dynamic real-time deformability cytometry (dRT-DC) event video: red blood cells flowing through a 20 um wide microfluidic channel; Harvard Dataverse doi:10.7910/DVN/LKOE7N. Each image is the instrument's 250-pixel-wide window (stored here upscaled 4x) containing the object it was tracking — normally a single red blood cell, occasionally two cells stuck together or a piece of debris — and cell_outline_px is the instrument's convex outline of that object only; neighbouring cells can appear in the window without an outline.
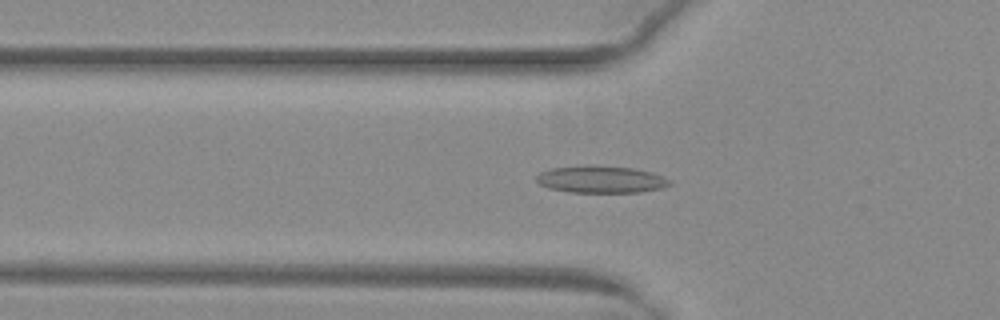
{"species": "common noctule bat (a hibernating species)", "species_latin": "Nyctalus noctula", "temperature_condition": "warm", "stored_images_in_passage": 21, "camera_frame_rate_fps": 3000, "um_per_image_px": 0.085, "animal": {"sex": "female", "body_mass_g": 29.2, "forearm_length_mm": 56.3}, "frame": {"image": 1, "passage_image": 6, "time_ms": 1.667, "image_size_px": [1000, 320], "cell_outline_px": [[672, 184], [660, 188], [640, 192], [568, 192], [548, 188], [540, 184], [536, 180], [536, 176], [540, 172], [552, 168], [592, 164], [632, 168], [652, 172], [672, 180]], "centroid_in_image_um": [51.08, 15.24], "position_along_channel_um": 74.7, "area_um2": 21.21}}
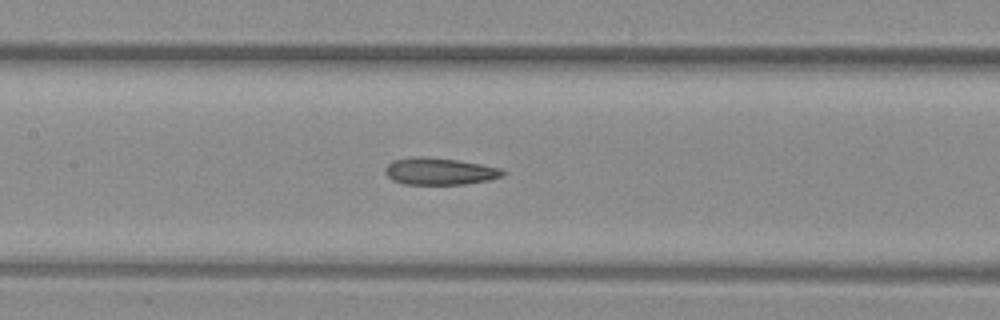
{"frame": {"image": 2, "passage_image": 13, "time_ms": 4.0, "image_size_px": [1000, 320], "cell_outline_px": [[504, 176], [488, 180], [464, 184], [404, 184], [392, 180], [384, 172], [384, 168], [392, 160], [416, 156], [428, 156], [456, 160], [480, 164], [500, 168], [504, 172]], "centroid_in_image_um": [37.32, 14.55], "position_along_channel_um": 170.1, "area_um2": 18.5}}
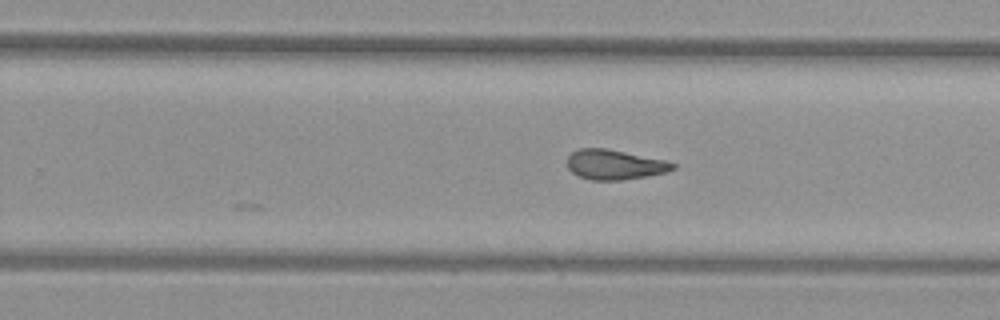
{"frame": {"image": 3, "passage_image": 21, "time_ms": 6.667, "image_size_px": [1000, 320], "cell_outline_px": [[676, 168], [668, 172], [648, 176], [620, 180], [592, 180], [580, 176], [572, 172], [568, 168], [568, 156], [572, 152], [580, 148], [604, 148], [664, 160], [676, 164]], "centroid_in_image_um": [52.26, 14.0], "position_along_channel_um": 277.5, "area_um2": 18.21}}